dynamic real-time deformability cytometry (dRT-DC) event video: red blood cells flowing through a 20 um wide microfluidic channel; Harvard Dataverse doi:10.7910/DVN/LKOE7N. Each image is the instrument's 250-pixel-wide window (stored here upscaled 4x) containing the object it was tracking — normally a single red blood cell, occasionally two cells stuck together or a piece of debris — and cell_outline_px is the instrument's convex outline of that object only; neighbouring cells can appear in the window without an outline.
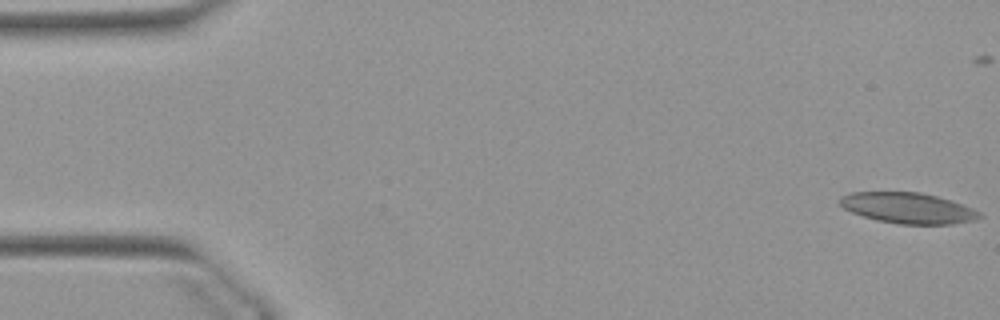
{"species": "Egyptian fruit bat (a non-hibernating species)", "species_latin": "Rousettus aegyptiacus", "temperature_condition": "warm", "stored_images_in_passage": 15, "camera_frame_rate_fps": 3000, "um_per_image_px": 0.085, "animal": {"sex": "female"}, "frame": {"image": 1, "passage_image": 1, "time_ms": 0.0, "image_size_px": [1000, 320], "cell_outline_px": [[984, 216], [976, 220], [952, 224], [900, 224], [876, 220], [852, 212], [844, 208], [840, 204], [840, 196], [852, 192], [920, 192], [936, 196], [972, 208], [980, 212]], "centroid_in_image_um": [77.18, 17.69], "position_along_channel_um": 7.8, "area_um2": 24.85}}
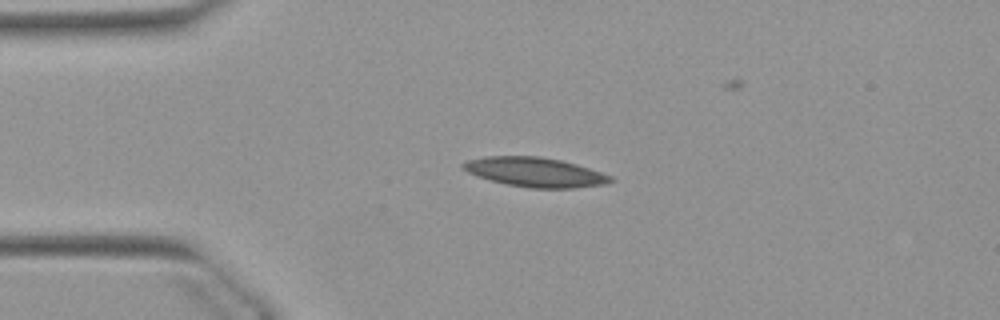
{"frame": {"image": 2, "passage_image": 12, "time_ms": 3.667, "image_size_px": [1000, 320], "cell_outline_px": [[616, 180], [604, 184], [572, 188], [532, 188], [508, 184], [476, 176], [460, 168], [460, 164], [468, 160], [484, 156], [540, 156], [560, 160], [576, 164], [612, 176]], "centroid_in_image_um": [45.45, 14.62], "position_along_channel_um": 39.5, "area_um2": 25.2}}